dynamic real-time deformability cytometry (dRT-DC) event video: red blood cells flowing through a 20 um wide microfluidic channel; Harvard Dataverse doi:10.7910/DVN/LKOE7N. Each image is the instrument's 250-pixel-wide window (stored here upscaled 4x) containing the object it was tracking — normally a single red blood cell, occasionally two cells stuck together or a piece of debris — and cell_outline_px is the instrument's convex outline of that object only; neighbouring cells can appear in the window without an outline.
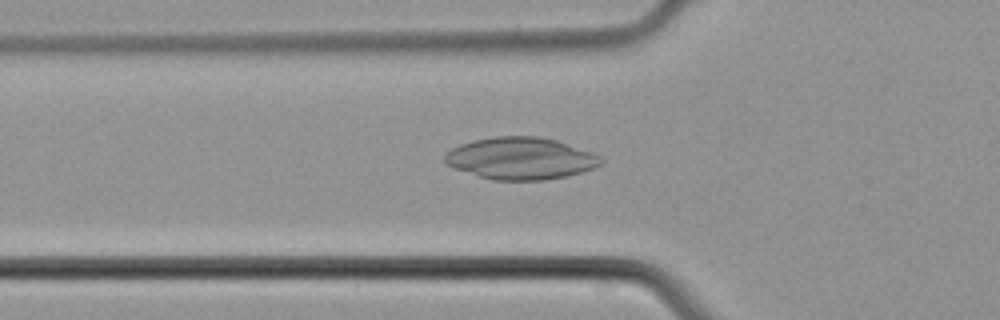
{"species": "common noctule bat (a hibernating species)", "species_latin": "Nyctalus noctula", "temperature_condition": "cold", "stored_images_in_passage": 48, "camera_frame_rate_fps": 3000, "um_per_image_px": 0.085, "animal": {"sex": "male", "body_mass_g": 21.5, "forearm_length_mm": 52.0}, "frame": {"image": 1, "passage_image": 16, "time_ms": 5.0, "image_size_px": [1000, 320], "cell_outline_px": [[604, 160], [600, 164], [592, 168], [580, 172], [564, 176], [544, 180], [492, 180], [444, 164], [444, 156], [452, 148], [460, 144], [476, 140], [496, 136], [536, 136], [556, 140], [592, 152], [600, 156]], "centroid_in_image_um": [44.25, 13.46], "position_along_channel_um": 81.5, "area_um2": 37.86}}
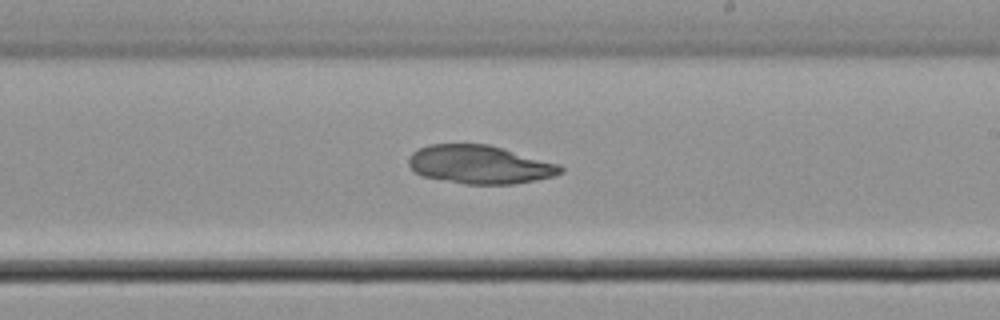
{"frame": {"image": 2, "passage_image": 28, "time_ms": 9.0, "image_size_px": [1000, 320], "cell_outline_px": [[564, 172], [556, 176], [536, 180], [512, 184], [464, 184], [420, 176], [408, 164], [408, 160], [412, 152], [420, 148], [432, 144], [488, 144], [560, 164], [564, 168]], "centroid_in_image_um": [40.8, 13.99], "position_along_channel_um": 248.2, "area_um2": 34.1}}
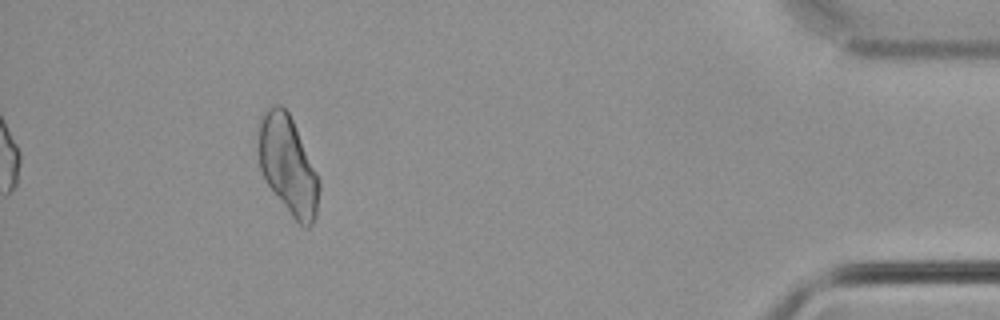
{"frame": {"image": 3, "passage_image": 44, "time_ms": 14.333, "image_size_px": [1000, 320], "cell_outline_px": [[320, 188], [316, 216], [312, 224], [308, 228], [304, 228], [292, 216], [268, 184], [260, 168], [256, 148], [256, 124], [264, 112], [268, 108], [276, 104], [280, 104], [288, 112], [292, 120], [320, 180]], "centroid_in_image_um": [24.44, 14.0], "position_along_channel_um": 410.8, "area_um2": 34.91}}